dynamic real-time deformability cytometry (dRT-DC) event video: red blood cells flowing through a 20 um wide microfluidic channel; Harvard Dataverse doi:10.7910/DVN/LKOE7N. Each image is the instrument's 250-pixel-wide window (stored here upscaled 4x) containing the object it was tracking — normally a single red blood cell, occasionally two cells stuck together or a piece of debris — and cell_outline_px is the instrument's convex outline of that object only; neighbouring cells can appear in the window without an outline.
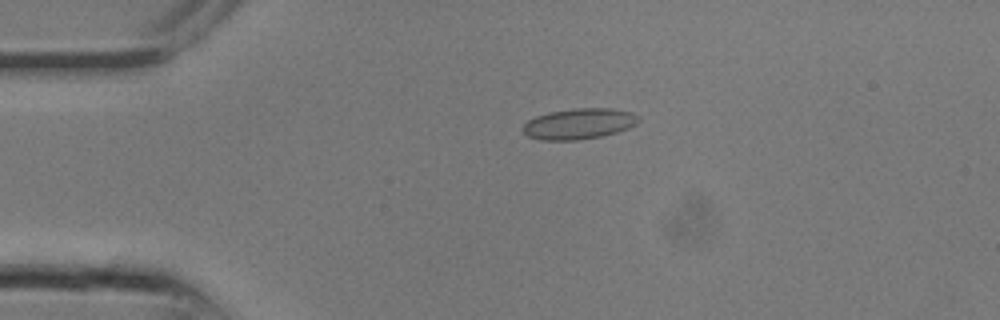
{"species": "common noctule bat (a hibernating species)", "species_latin": "Nyctalus noctula", "temperature_condition": "room temperature", "stored_images_in_passage": 13, "camera_frame_rate_fps": 3000, "um_per_image_px": 0.085, "animal": {"sex": "male", "body_mass_g": 13.3}, "frame": {"image": 1, "passage_image": 6, "time_ms": 1.667, "image_size_px": [1000, 320], "cell_outline_px": [[640, 120], [636, 124], [628, 128], [604, 136], [580, 140], [540, 140], [528, 136], [520, 128], [528, 120], [536, 116], [548, 112], [572, 108], [612, 108], [632, 112], [640, 116]], "centroid_in_image_um": [49.22, 10.52], "position_along_channel_um": 35.8, "area_um2": 21.04}}
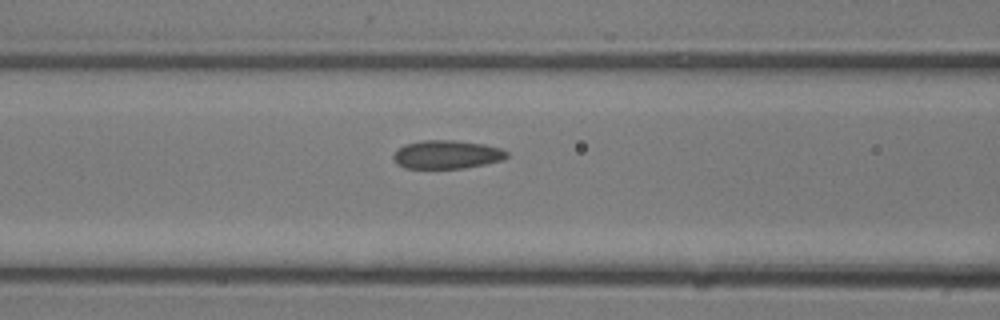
{"frame": {"image": 2, "passage_image": 11, "time_ms": 3.333, "image_size_px": [1000, 320], "cell_outline_px": [[508, 156], [500, 160], [484, 164], [464, 168], [404, 168], [396, 164], [392, 156], [404, 144], [420, 140], [452, 140], [484, 144], [500, 148], [508, 152]], "centroid_in_image_um": [37.95, 13.13], "position_along_channel_um": 128.7, "area_um2": 18.73}}
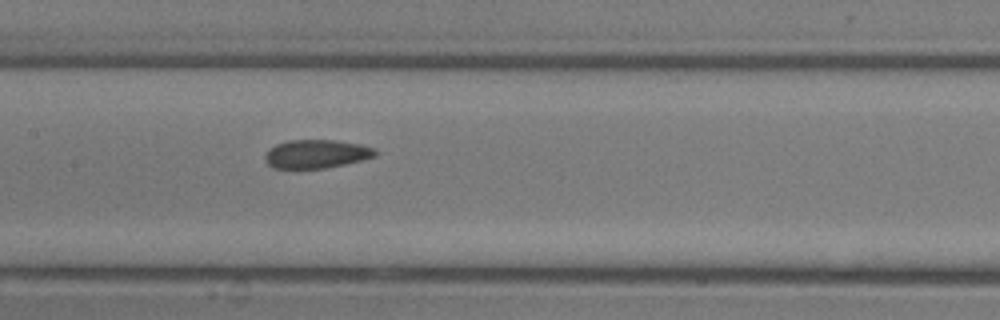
{"frame": {"image": 3, "passage_image": 13, "time_ms": 4.0, "image_size_px": [1000, 320], "cell_outline_px": [[376, 156], [364, 160], [324, 168], [272, 168], [264, 160], [264, 156], [268, 148], [276, 144], [288, 140], [336, 140], [360, 144], [376, 148]], "centroid_in_image_um": [26.88, 13.08], "position_along_channel_um": 180.5, "area_um2": 18.5}}